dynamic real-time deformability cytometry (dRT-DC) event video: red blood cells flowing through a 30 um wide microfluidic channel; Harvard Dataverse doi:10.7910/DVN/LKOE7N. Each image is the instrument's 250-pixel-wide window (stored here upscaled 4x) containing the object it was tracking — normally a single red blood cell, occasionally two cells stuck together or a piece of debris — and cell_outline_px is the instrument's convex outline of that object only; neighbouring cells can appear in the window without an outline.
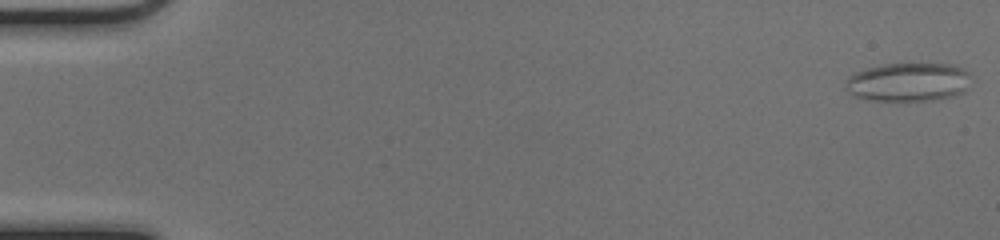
{"species": "common noctule bat (a hibernating species)", "species_latin": "Nyctalus noctula", "temperature_condition": "cold", "stored_images_in_passage": 52, "camera_frame_rate_fps": 3000, "um_per_image_px": 0.085, "animal": {"sex": "female", "body_mass_g": 17.0, "forearm_length_mm": 48.0}, "frame": {"image": 1, "passage_image": 1, "time_ms": 0.0, "image_size_px": [1000, 240], "cell_outline_px": [[968, 72], [964, 92], [952, 96], [932, 100], [868, 100], [852, 96], [844, 88], [848, 76], [856, 72], [868, 68], [884, 64], [956, 64]], "centroid_in_image_um": [77.14, 6.98], "position_along_channel_um": 7.9, "area_um2": 28.03}}
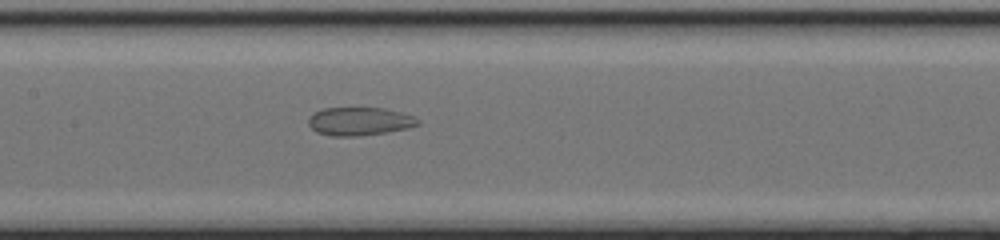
{"frame": {"image": 2, "passage_image": 26, "time_ms": 8.333, "image_size_px": [1000, 240], "cell_outline_px": [[420, 124], [408, 128], [384, 132], [356, 136], [332, 136], [316, 132], [308, 124], [308, 116], [312, 112], [324, 108], [384, 108], [416, 116], [420, 120]], "centroid_in_image_um": [30.54, 10.3], "position_along_channel_um": 176.9, "area_um2": 18.09}}
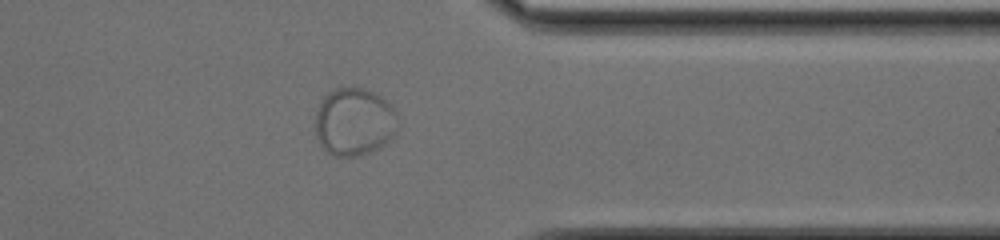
{"frame": {"image": 3, "passage_image": 42, "time_ms": 13.667, "image_size_px": [1000, 240], "cell_outline_px": [[400, 124], [396, 136], [384, 144], [368, 152], [356, 156], [332, 156], [320, 144], [316, 136], [316, 112], [320, 100], [328, 92], [336, 88], [364, 88], [380, 96], [396, 112]], "centroid_in_image_um": [30.12, 10.36], "position_along_channel_um": 381.3, "area_um2": 32.77}}